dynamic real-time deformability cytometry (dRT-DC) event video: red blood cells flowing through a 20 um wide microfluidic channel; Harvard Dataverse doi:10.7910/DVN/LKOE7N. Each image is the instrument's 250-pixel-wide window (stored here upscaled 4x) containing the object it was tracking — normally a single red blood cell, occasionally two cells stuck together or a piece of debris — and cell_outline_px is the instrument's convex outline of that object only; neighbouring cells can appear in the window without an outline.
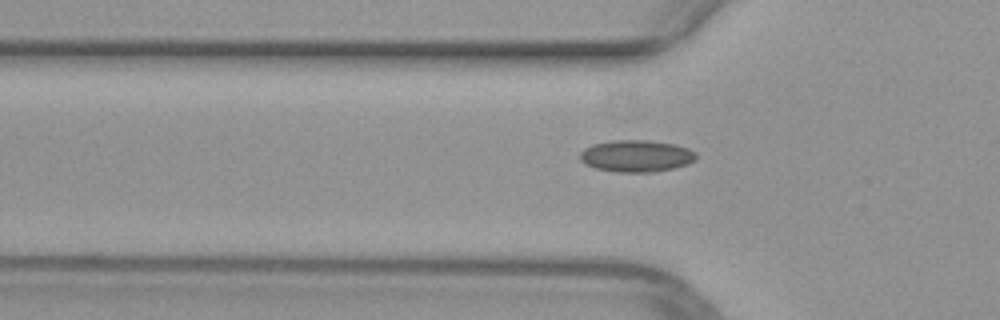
{"species": "common noctule bat (a hibernating species)", "species_latin": "Nyctalus noctula", "temperature_condition": "warm", "stored_images_in_passage": 37, "camera_frame_rate_fps": 3000, "um_per_image_px": 0.085, "animal": {"sex": "female", "body_mass_g": 29.2, "forearm_length_mm": 56.3}, "frame": {"image": 1, "passage_image": 3, "time_ms": 0.667, "image_size_px": [1000, 320], "cell_outline_px": [[696, 160], [688, 164], [656, 172], [616, 172], [596, 168], [584, 164], [580, 160], [580, 152], [584, 148], [592, 144], [612, 140], [648, 140], [676, 144], [688, 148], [696, 152]], "centroid_in_image_um": [54.09, 13.25], "position_along_channel_um": 71.7, "area_um2": 21.79}}
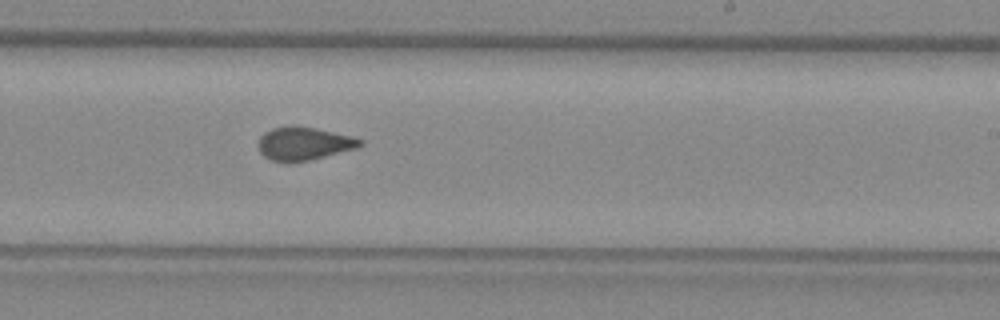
{"frame": {"image": 2, "passage_image": 17, "time_ms": 5.333, "image_size_px": [1000, 320], "cell_outline_px": [[364, 144], [356, 148], [308, 160], [288, 164], [272, 160], [264, 156], [260, 152], [260, 136], [264, 132], [272, 128], [292, 124], [352, 136], [364, 140]], "centroid_in_image_um": [25.81, 12.2], "position_along_channel_um": 263.2, "area_um2": 19.65}}
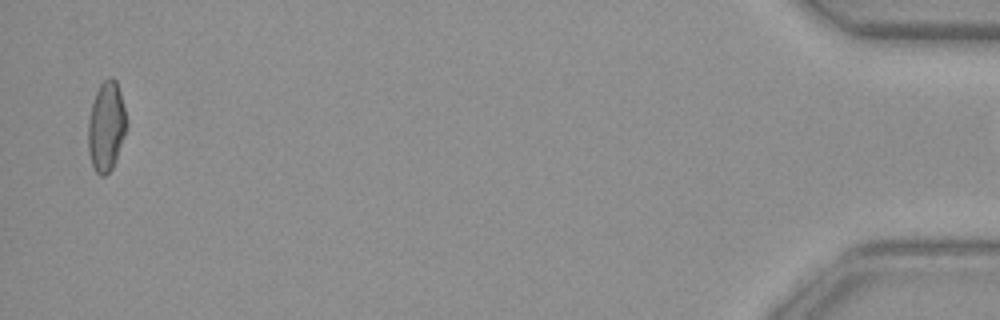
{"frame": {"image": 3, "passage_image": 36, "time_ms": 11.667, "image_size_px": [1000, 320], "cell_outline_px": [[128, 124], [116, 160], [112, 168], [104, 176], [100, 176], [92, 168], [88, 152], [88, 120], [92, 104], [96, 92], [100, 84], [108, 76], [112, 76], [116, 80], [120, 92], [128, 120]], "centroid_in_image_um": [9.03, 10.75], "position_along_channel_um": 426.2, "area_um2": 20.35}}